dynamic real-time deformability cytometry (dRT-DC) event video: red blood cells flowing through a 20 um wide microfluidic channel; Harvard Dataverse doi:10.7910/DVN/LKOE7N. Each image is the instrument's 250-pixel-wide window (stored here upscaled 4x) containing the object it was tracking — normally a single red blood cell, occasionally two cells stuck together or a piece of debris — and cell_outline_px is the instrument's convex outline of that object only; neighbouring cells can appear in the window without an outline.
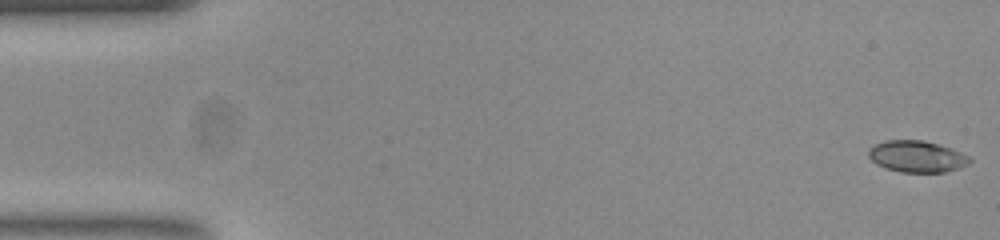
{"species": "common noctule bat (a hibernating species)", "species_latin": "Nyctalus noctula", "temperature_condition": "room temperature", "stored_images_in_passage": 52, "camera_frame_rate_fps": 3000, "um_per_image_px": 0.085, "animal": {"sex": "female", "body_mass_g": 23.0, "forearm_length_mm": 53.4}, "frame": {"image": 1, "passage_image": 1, "time_ms": 0.0, "image_size_px": [1000, 240], "cell_outline_px": [[972, 160], [968, 164], [944, 172], [900, 172], [876, 164], [868, 156], [868, 152], [876, 144], [884, 140], [924, 140], [952, 148], [968, 156]], "centroid_in_image_um": [77.93, 13.29], "position_along_channel_um": 7.1, "area_um2": 18.38}}
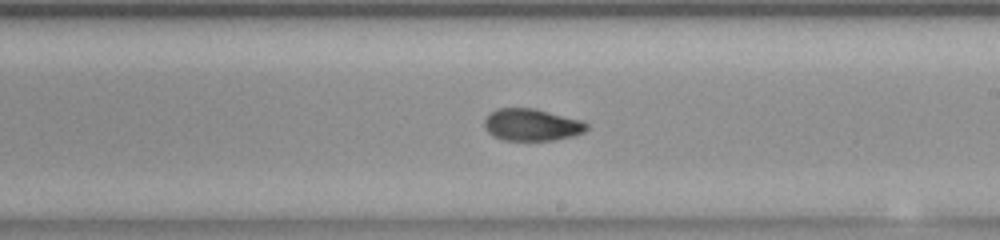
{"frame": {"image": 2, "passage_image": 30, "time_ms": 9.667, "image_size_px": [1000, 240], "cell_outline_px": [[588, 128], [584, 132], [572, 136], [556, 140], [504, 140], [492, 136], [484, 128], [484, 120], [488, 112], [496, 108], [532, 108], [580, 120], [588, 124]], "centroid_in_image_um": [45.14, 10.61], "position_along_channel_um": 243.9, "area_um2": 19.13}}
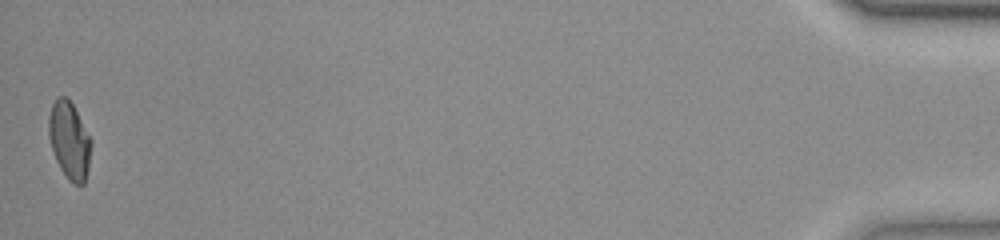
{"frame": {"image": 3, "passage_image": 52, "time_ms": 17.0, "image_size_px": [1000, 240], "cell_outline_px": [[92, 140], [88, 168], [84, 184], [72, 184], [68, 180], [60, 168], [56, 160], [48, 136], [48, 116], [52, 104], [56, 96], [68, 96]], "centroid_in_image_um": [5.88, 11.91], "position_along_channel_um": 429.3, "area_um2": 19.25}, "authors_computed_cell_mechanics": {"area_um2": 19.1029, "velocity_mm_per_s": 3.8978, "shape_relaxation_time_tau1_ms": 7.9071, "shape_relaxation_time_tau2_ms": 1.1987, "deformation_change_tau1": 0.2434, "deformation_change_tau2": 0.0615}}